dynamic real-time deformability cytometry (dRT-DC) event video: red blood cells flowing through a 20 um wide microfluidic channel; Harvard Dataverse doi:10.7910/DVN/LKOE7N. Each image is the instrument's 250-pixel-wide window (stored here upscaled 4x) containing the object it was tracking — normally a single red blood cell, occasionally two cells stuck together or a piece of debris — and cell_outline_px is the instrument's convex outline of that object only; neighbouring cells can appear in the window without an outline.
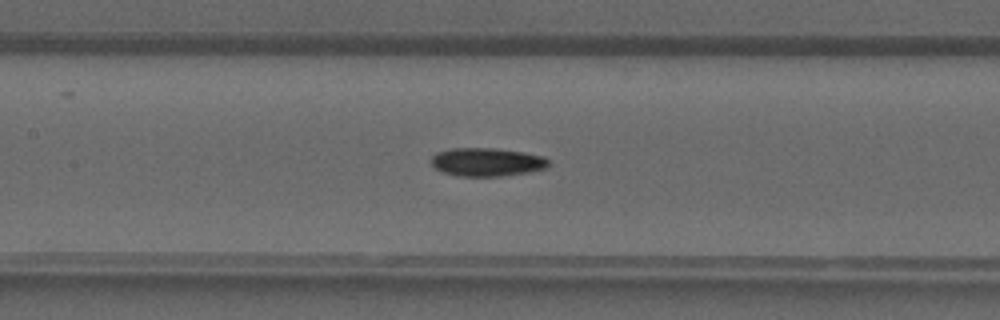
{"species": "common noctule bat (a hibernating species)", "species_latin": "Nyctalus noctula", "temperature_condition": "warm", "stored_images_in_passage": 39, "camera_frame_rate_fps": 3000, "um_per_image_px": 0.085, "animal": {"sex": "male", "forearm_length_mm": 52.5}, "frame": {"image": 1, "passage_image": 18, "time_ms": 5.667, "image_size_px": [1000, 320], "cell_outline_px": [[548, 168], [528, 172], [504, 176], [456, 176], [444, 172], [436, 168], [432, 164], [432, 156], [436, 152], [452, 148], [496, 148], [524, 152], [544, 156], [548, 160]], "centroid_in_image_um": [41.4, 13.77], "position_along_channel_um": 166.0, "area_um2": 19.48}}
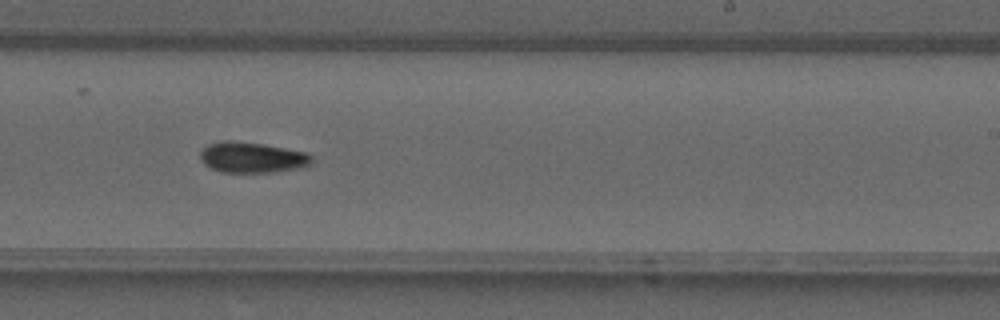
{"frame": {"image": 2, "passage_image": 24, "time_ms": 7.667, "image_size_px": [1000, 320], "cell_outline_px": [[312, 164], [304, 168], [276, 172], [220, 172], [204, 164], [200, 160], [200, 152], [208, 144], [224, 140], [232, 140], [264, 144], [308, 152], [312, 156]], "centroid_in_image_um": [21.47, 13.38], "position_along_channel_um": 267.5, "area_um2": 20.29}}
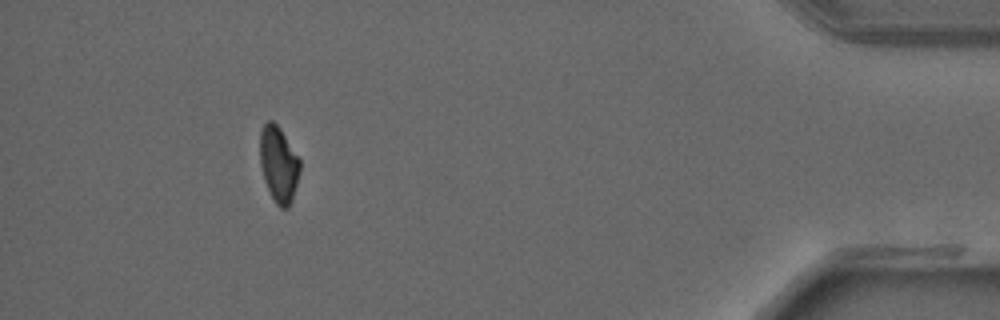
{"frame": {"image": 3, "passage_image": 36, "time_ms": 11.667, "image_size_px": [1000, 320], "cell_outline_px": [[300, 172], [292, 200], [288, 208], [280, 208], [276, 204], [264, 180], [260, 164], [260, 132], [264, 124], [268, 120], [272, 120], [280, 128], [300, 160]], "centroid_in_image_um": [23.68, 13.96], "position_along_channel_um": 411.5, "area_um2": 17.57}}